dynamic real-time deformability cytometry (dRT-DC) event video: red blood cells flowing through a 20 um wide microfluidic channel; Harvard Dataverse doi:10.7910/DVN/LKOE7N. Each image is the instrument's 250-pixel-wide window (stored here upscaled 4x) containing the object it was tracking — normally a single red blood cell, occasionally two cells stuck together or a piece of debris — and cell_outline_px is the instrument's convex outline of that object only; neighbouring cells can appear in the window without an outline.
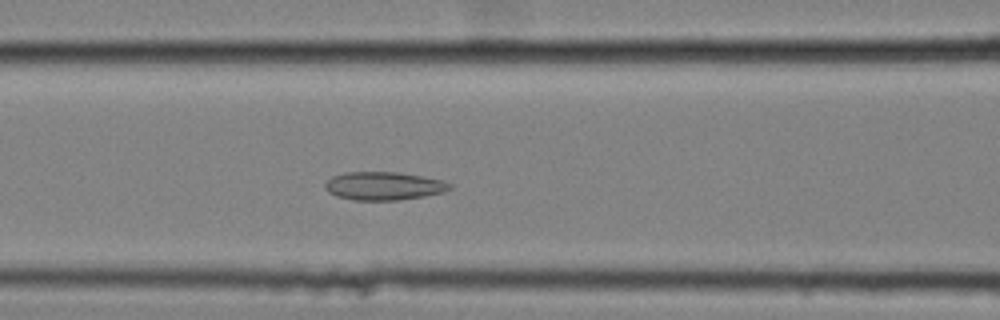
{"species": "common noctule bat (a hibernating species)", "species_latin": "Nyctalus noctula", "temperature_condition": "cold", "stored_images_in_passage": 55, "camera_frame_rate_fps": 3000, "um_per_image_px": 0.085, "animal": {"sex": "female", "body_mass_g": 25.1}, "frame": {"image": 1, "passage_image": 22, "time_ms": 7.0, "image_size_px": [1000, 320], "cell_outline_px": [[452, 188], [444, 192], [424, 196], [400, 200], [352, 200], [336, 196], [328, 192], [324, 188], [324, 184], [332, 176], [344, 172], [396, 172], [420, 176], [440, 180], [452, 184]], "centroid_in_image_um": [32.58, 15.81], "position_along_channel_um": 134.0, "area_um2": 20.52}}
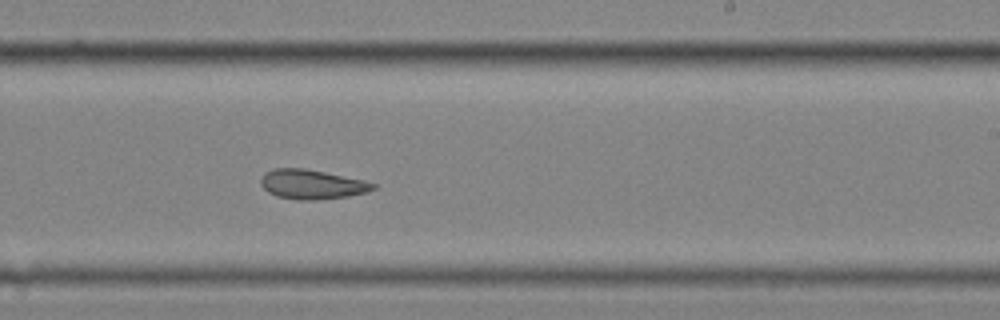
{"frame": {"image": 2, "passage_image": 33, "time_ms": 10.667, "image_size_px": [1000, 320], "cell_outline_px": [[376, 188], [368, 192], [348, 196], [316, 200], [300, 200], [276, 196], [268, 192], [260, 184], [260, 180], [264, 172], [272, 168], [304, 168], [364, 180], [376, 184]], "centroid_in_image_um": [26.49, 15.67], "position_along_channel_um": 262.5, "area_um2": 19.36}}
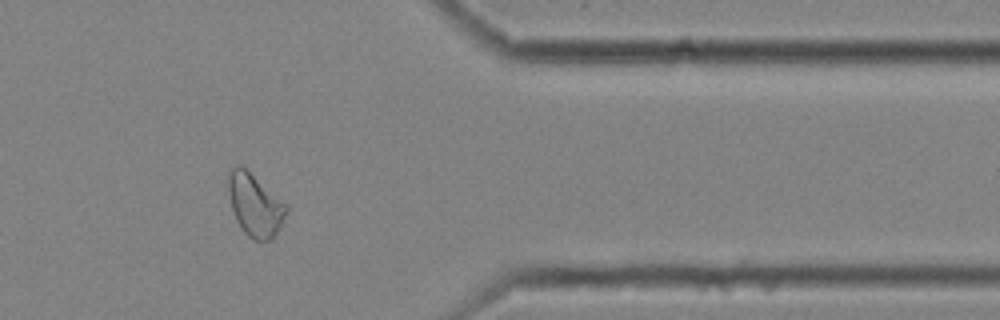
{"frame": {"image": 3, "passage_image": 45, "time_ms": 14.667, "image_size_px": [1000, 320], "cell_outline_px": [[288, 212], [272, 240], [256, 240], [248, 236], [240, 228], [236, 220], [232, 208], [228, 192], [228, 176], [232, 168], [240, 164], [288, 204]], "centroid_in_image_um": [21.69, 17.43], "position_along_channel_um": 389.7, "area_um2": 21.1}, "authors_computed_cell_mechanics": {"area_um2": 21.4438, "velocity_mm_per_s": 3.5146, "shape_relaxation_time_tau1_ms": null, "shape_relaxation_time_tau2_ms": 3.6562, "deformation_change_tau1": null, "deformation_change_tau2": 0.1031}}